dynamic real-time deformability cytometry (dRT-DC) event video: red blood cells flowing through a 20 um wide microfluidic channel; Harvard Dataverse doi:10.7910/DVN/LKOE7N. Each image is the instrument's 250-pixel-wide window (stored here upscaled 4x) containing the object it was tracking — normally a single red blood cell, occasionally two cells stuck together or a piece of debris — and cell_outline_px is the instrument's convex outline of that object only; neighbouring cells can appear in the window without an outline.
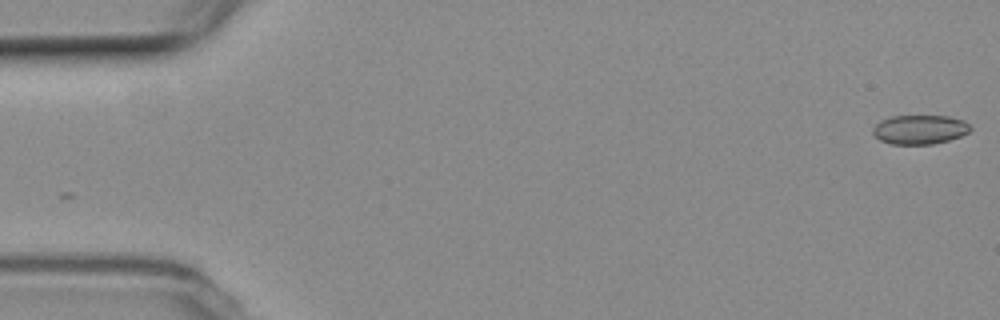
{"species": "common noctule bat (a hibernating species)", "species_latin": "Nyctalus noctula", "temperature_condition": "room temperature", "stored_images_in_passage": 55, "camera_frame_rate_fps": 3000, "um_per_image_px": 0.085, "animal": {"sex": "female", "body_mass_g": 19.3, "forearm_length_mm": 54.1}, "frame": {"image": 1, "passage_image": 1, "time_ms": 0.0, "image_size_px": [1000, 320], "cell_outline_px": [[972, 128], [968, 132], [960, 136], [948, 140], [932, 144], [892, 144], [880, 140], [872, 132], [872, 128], [880, 120], [892, 116], [948, 116], [964, 120]], "centroid_in_image_um": [78.17, 11.0], "position_along_channel_um": 6.8, "area_um2": 16.53}}
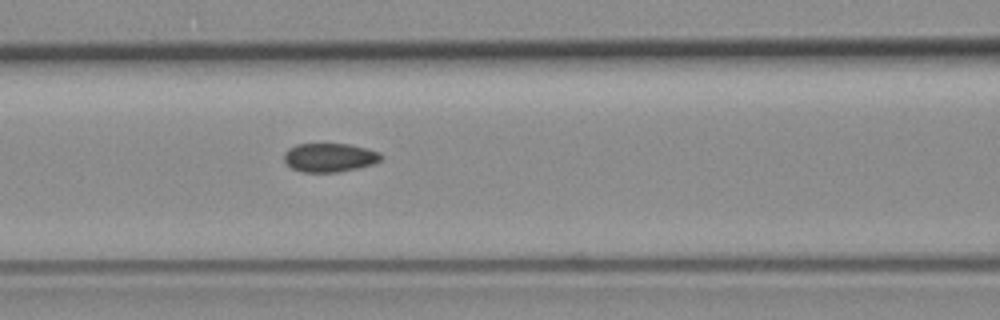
{"frame": {"image": 2, "passage_image": 24, "time_ms": 7.667, "image_size_px": [1000, 320], "cell_outline_px": [[384, 156], [380, 160], [372, 164], [340, 172], [300, 172], [292, 168], [284, 160], [284, 152], [288, 148], [296, 144], [348, 144], [368, 148], [380, 152]], "centroid_in_image_um": [28.01, 13.38], "position_along_channel_um": 138.6, "area_um2": 16.36}}
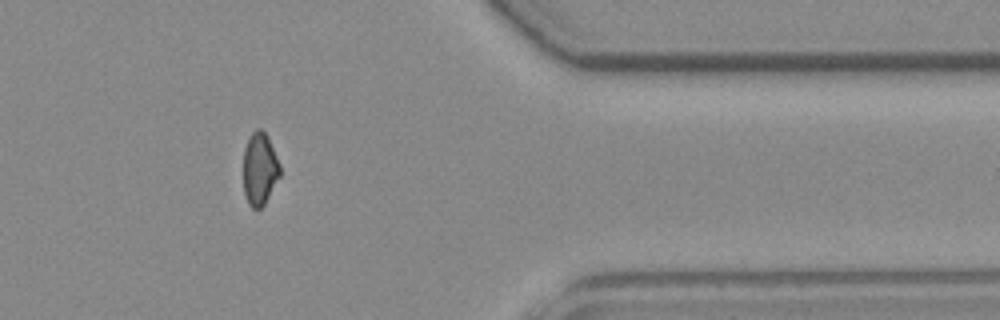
{"frame": {"image": 3, "passage_image": 47, "time_ms": 15.333, "image_size_px": [1000, 320], "cell_outline_px": [[280, 176], [264, 204], [260, 208], [252, 208], [248, 204], [244, 192], [244, 148], [252, 132], [256, 128], [260, 128], [268, 136], [280, 164]], "centroid_in_image_um": [22.08, 14.34], "position_along_channel_um": 389.3, "area_um2": 15.43}, "authors_computed_cell_mechanics": {"area_um2": 16.6464, "velocity_mm_per_s": 3.5798, "shape_relaxation_time_tau1_ms": null, "shape_relaxation_time_tau2_ms": 1.8576, "deformation_change_tau1": null, "deformation_change_tau2": 0.0566}}